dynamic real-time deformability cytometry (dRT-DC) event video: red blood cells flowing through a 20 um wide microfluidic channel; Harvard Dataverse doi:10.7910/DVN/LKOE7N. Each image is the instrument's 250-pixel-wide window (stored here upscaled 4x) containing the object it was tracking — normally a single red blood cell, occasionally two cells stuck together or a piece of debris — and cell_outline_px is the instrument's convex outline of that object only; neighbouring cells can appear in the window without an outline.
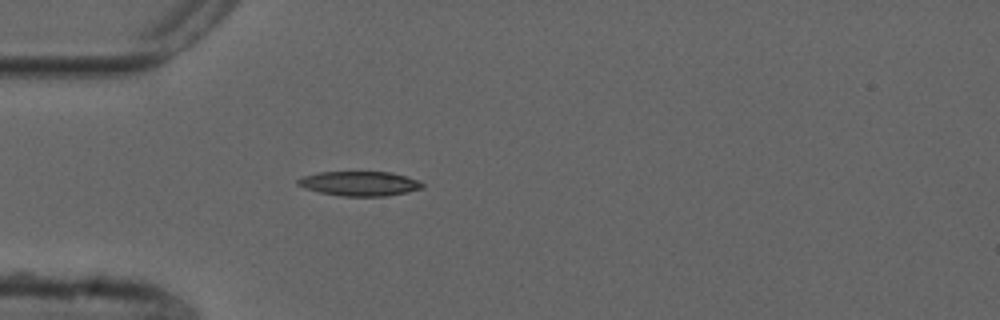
{"species": "common noctule bat (a hibernating species)", "species_latin": "Nyctalus noctula", "temperature_condition": "cold", "stored_images_in_passage": 40, "camera_frame_rate_fps": 3000, "um_per_image_px": 0.085, "animal": {"sex": "male", "forearm_length_mm": 52.5}, "frame": {"image": 1, "passage_image": 1, "time_ms": 0.0, "image_size_px": [1000, 320], "cell_outline_px": [[424, 188], [408, 192], [388, 196], [340, 196], [320, 192], [304, 188], [296, 184], [296, 180], [304, 176], [320, 172], [392, 172], [416, 180], [424, 184]], "centroid_in_image_um": [30.56, 15.61], "position_along_channel_um": 54.4, "area_um2": 17.8}}
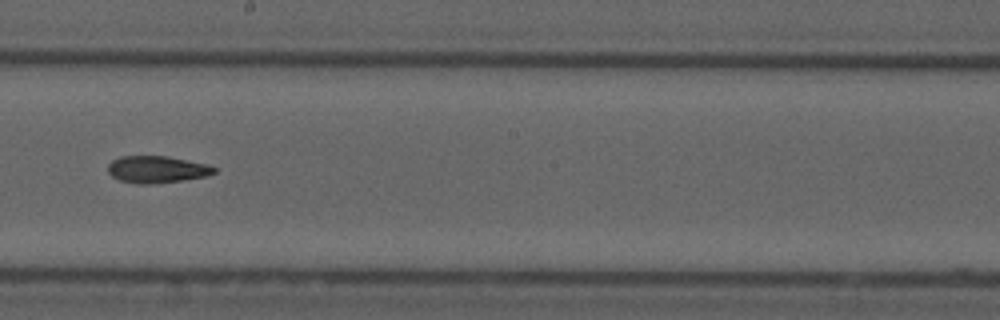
{"frame": {"image": 2, "passage_image": 16, "time_ms": 5.0, "image_size_px": [1000, 320], "cell_outline_px": [[216, 172], [208, 176], [152, 184], [136, 184], [120, 180], [112, 176], [108, 172], [108, 164], [112, 160], [120, 156], [168, 156], [208, 164], [216, 168]], "centroid_in_image_um": [13.33, 14.39], "position_along_channel_um": 234.9, "area_um2": 16.76}}
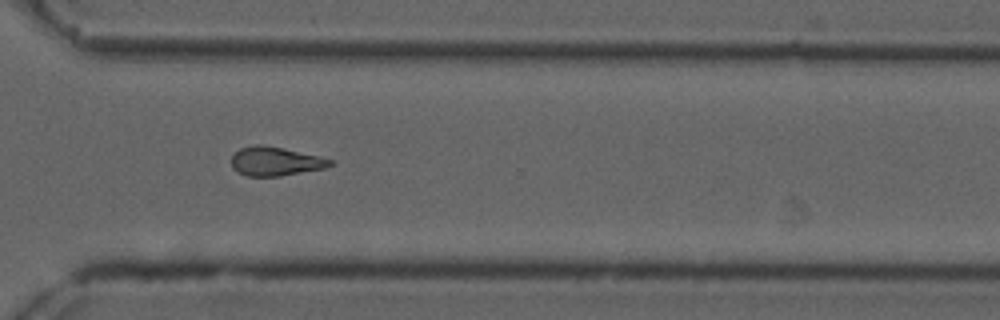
{"frame": {"image": 3, "passage_image": 25, "time_ms": 8.0, "image_size_px": [1000, 320], "cell_outline_px": [[332, 164], [324, 168], [280, 176], [248, 176], [236, 172], [232, 168], [232, 156], [240, 148], [256, 144], [260, 144], [284, 148], [320, 156], [332, 160]], "centroid_in_image_um": [23.38, 13.71], "position_along_channel_um": 347.2, "area_um2": 16.59}}